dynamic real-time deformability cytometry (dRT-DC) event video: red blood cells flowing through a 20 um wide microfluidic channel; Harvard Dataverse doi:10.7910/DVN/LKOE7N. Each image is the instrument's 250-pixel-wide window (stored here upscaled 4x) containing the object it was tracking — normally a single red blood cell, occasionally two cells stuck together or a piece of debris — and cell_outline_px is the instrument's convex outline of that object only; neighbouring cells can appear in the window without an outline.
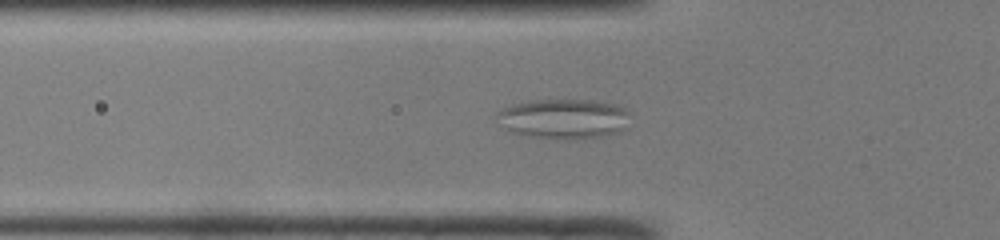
{"species": "common noctule bat (a hibernating species)", "species_latin": "Nyctalus noctula", "temperature_condition": "room temperature", "stored_images_in_passage": 50, "camera_frame_rate_fps": 3000, "um_per_image_px": 0.085, "animal": {"sex": "male", "body_mass_g": 19.0, "forearm_length_mm": 50.8}, "frame": {"image": 1, "passage_image": 18, "time_ms": 5.667, "image_size_px": [1000, 240], "cell_outline_px": [[628, 128], [620, 132], [600, 136], [576, 140], [564, 140], [520, 136], [512, 132], [496, 116], [496, 112], [512, 104], [532, 100], [592, 100], [616, 104], [624, 108], [628, 112]], "centroid_in_image_um": [47.95, 10.11], "position_along_channel_um": 77.8, "area_um2": 31.33}}
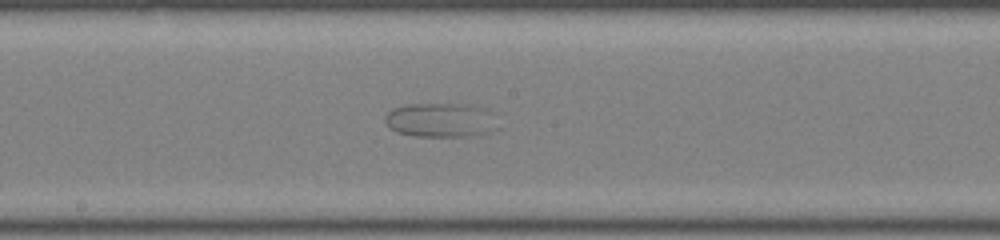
{"frame": {"image": 2, "passage_image": 28, "time_ms": 9.0, "image_size_px": [1000, 240], "cell_outline_px": [[500, 128], [480, 136], [416, 136], [396, 132], [388, 128], [384, 120], [384, 116], [392, 108], [408, 104], [464, 104], [488, 108], [492, 112]], "centroid_in_image_um": [37.5, 10.21], "position_along_channel_um": 210.7, "area_um2": 23.12}}
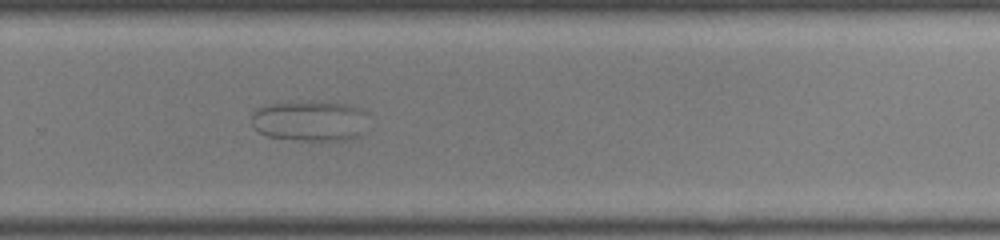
{"frame": {"image": 3, "passage_image": 35, "time_ms": 11.333, "image_size_px": [1000, 240], "cell_outline_px": [[368, 132], [352, 140], [300, 140], [268, 136], [260, 132], [252, 124], [252, 116], [260, 108], [272, 104], [348, 104], [360, 108], [364, 112]], "centroid_in_image_um": [26.45, 10.34], "position_along_channel_um": 303.4, "area_um2": 26.7}}